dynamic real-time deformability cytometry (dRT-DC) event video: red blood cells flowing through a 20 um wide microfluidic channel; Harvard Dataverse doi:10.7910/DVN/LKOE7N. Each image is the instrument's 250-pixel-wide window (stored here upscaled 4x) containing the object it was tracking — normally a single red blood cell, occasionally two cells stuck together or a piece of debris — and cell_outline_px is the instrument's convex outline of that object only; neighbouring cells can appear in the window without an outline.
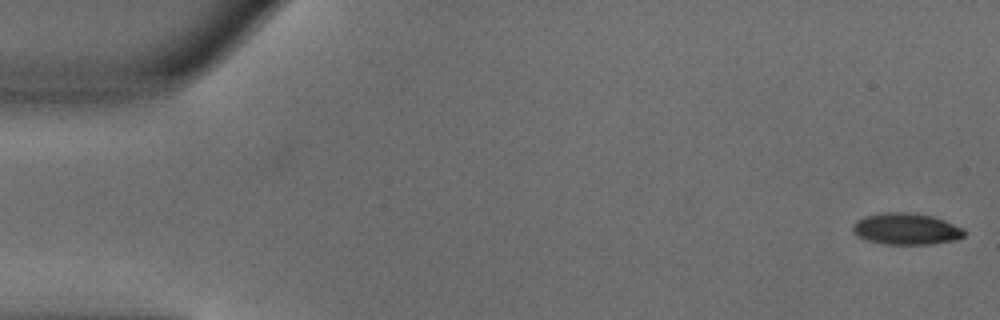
{"species": "common noctule bat (a hibernating species)", "species_latin": "Nyctalus noctula", "temperature_condition": "warm", "stored_images_in_passage": 50, "camera_frame_rate_fps": 3000, "um_per_image_px": 0.085, "animal": {"sex": "male", "body_mass_g": 18.8}, "frame": {"image": 1, "passage_image": 1, "time_ms": 0.0, "image_size_px": [1000, 320], "cell_outline_px": [[964, 236], [956, 240], [932, 244], [884, 244], [868, 240], [856, 236], [852, 232], [852, 224], [856, 220], [868, 216], [884, 212], [908, 212], [932, 216], [944, 220], [964, 228]], "centroid_in_image_um": [77.02, 19.46], "position_along_channel_um": 8.0, "area_um2": 20.52}}
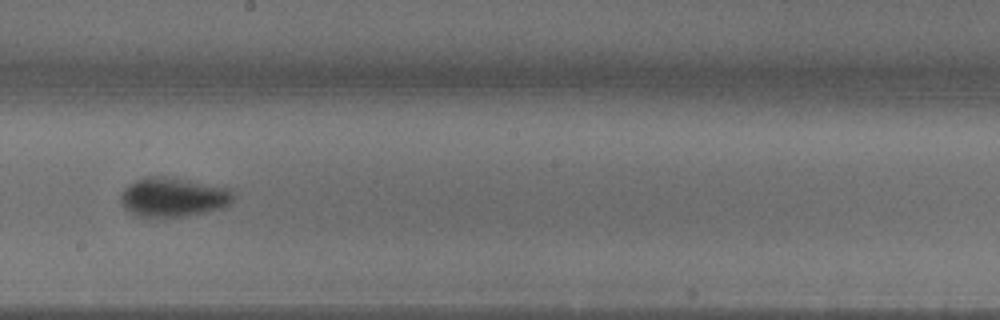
{"frame": {"image": 2, "passage_image": 28, "time_ms": 9.0, "image_size_px": [1000, 320], "cell_outline_px": [[232, 200], [228, 204], [220, 208], [204, 212], [180, 216], [136, 216], [124, 208], [120, 204], [120, 196], [124, 188], [128, 184], [144, 176], [168, 176], [232, 188]], "centroid_in_image_um": [14.67, 16.73], "position_along_channel_um": 233.5, "area_um2": 25.72}}
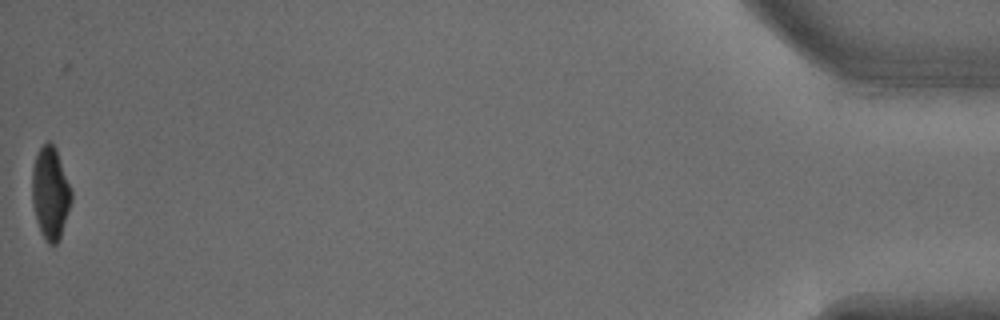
{"frame": {"image": 3, "passage_image": 50, "time_ms": 16.333, "image_size_px": [1000, 320], "cell_outline_px": [[72, 200], [60, 236], [56, 244], [48, 244], [40, 232], [36, 220], [32, 204], [32, 168], [36, 156], [40, 148], [48, 140], [52, 140], [56, 148], [72, 192]], "centroid_in_image_um": [4.27, 16.39], "position_along_channel_um": 430.9, "area_um2": 21.1}, "authors_computed_cell_mechanics": {"area_um2": 22.5998, "velocity_mm_per_s": 4.0181, "shape_relaxation_time_tau1_ms": 2.4952, "shape_relaxation_time_tau2_ms": null, "deformation_change_tau1": 0.1614, "deformation_change_tau2": null}}